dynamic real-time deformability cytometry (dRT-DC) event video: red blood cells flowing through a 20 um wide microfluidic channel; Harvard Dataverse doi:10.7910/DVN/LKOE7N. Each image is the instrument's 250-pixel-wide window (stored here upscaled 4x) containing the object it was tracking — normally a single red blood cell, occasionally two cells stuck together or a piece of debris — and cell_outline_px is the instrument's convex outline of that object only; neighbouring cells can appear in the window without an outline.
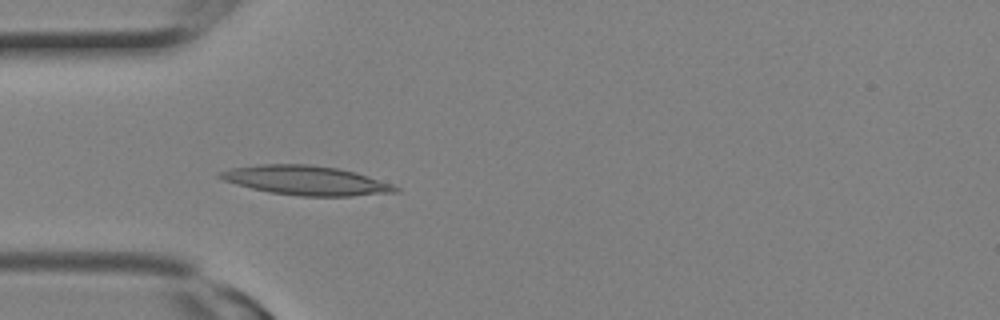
{"species": "Egyptian fruit bat (a non-hibernating species)", "species_latin": "Rousettus aegyptiacus", "temperature_condition": "room temperature", "stored_images_in_passage": 1, "camera_frame_rate_fps": 3000, "um_per_image_px": 0.085, "animal": {"sex": "female"}, "frame": {"image": 1, "passage_image": 1, "time_ms": 0.0, "image_size_px": [1000, 320], "cell_outline_px": [[400, 192], [352, 196], [300, 196], [272, 192], [252, 188], [236, 184], [224, 180], [216, 176], [216, 172], [228, 168], [256, 164], [308, 164], [340, 168], [356, 172], [392, 184], [400, 188]], "centroid_in_image_um": [25.99, 15.32], "position_along_channel_um": 59.0, "area_um2": 30.17}}